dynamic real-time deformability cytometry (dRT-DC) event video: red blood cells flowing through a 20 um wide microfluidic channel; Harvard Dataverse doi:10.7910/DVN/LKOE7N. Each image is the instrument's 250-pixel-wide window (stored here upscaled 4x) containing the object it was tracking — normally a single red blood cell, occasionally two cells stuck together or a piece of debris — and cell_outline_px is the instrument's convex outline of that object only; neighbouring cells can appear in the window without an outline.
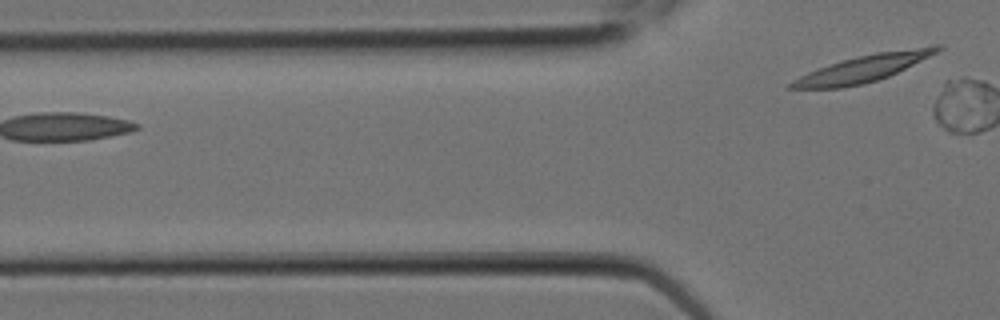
{"species": "Egyptian fruit bat (a non-hibernating species)", "species_latin": "Rousettus aegyptiacus", "temperature_condition": "room temperature", "stored_images_in_passage": 7, "camera_frame_rate_fps": 3000, "um_per_image_px": 0.085, "animal": {"sex": "female"}, "frame": {"image": 1, "passage_image": 7, "time_ms": 2.0, "image_size_px": [1000, 320], "cell_outline_px": [[944, 48], [888, 76], [864, 84], [840, 88], [788, 88], [788, 84], [800, 76], [808, 72], [856, 56], [876, 52], [932, 44], [944, 44]], "centroid_in_image_um": [73.43, 5.79], "position_along_channel_um": 52.4, "area_um2": 22.48}}